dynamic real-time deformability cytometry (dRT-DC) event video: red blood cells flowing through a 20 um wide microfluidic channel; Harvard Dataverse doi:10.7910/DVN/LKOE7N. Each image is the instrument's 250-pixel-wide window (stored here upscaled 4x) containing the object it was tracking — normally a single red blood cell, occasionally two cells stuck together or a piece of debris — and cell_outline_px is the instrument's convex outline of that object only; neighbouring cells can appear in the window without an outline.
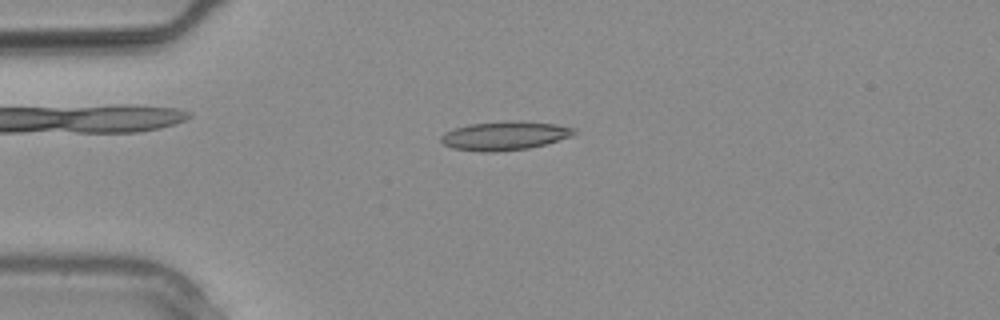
{"species": "common noctule bat (a hibernating species)", "species_latin": "Nyctalus noctula", "temperature_condition": "warm", "stored_images_in_passage": 1, "camera_frame_rate_fps": 3000, "um_per_image_px": 0.085, "animal": {"sex": "male", "body_mass_g": 20.4}, "frame": {"image": 1, "passage_image": 1, "time_ms": 0.0, "image_size_px": [1000, 320], "cell_outline_px": [[576, 132], [572, 136], [544, 144], [528, 148], [496, 152], [480, 152], [452, 148], [444, 144], [440, 140], [440, 136], [444, 132], [452, 128], [468, 124], [508, 120], [520, 120], [556, 124], [576, 128]], "centroid_in_image_um": [42.86, 11.52], "position_along_channel_um": 42.1, "area_um2": 22.66}}